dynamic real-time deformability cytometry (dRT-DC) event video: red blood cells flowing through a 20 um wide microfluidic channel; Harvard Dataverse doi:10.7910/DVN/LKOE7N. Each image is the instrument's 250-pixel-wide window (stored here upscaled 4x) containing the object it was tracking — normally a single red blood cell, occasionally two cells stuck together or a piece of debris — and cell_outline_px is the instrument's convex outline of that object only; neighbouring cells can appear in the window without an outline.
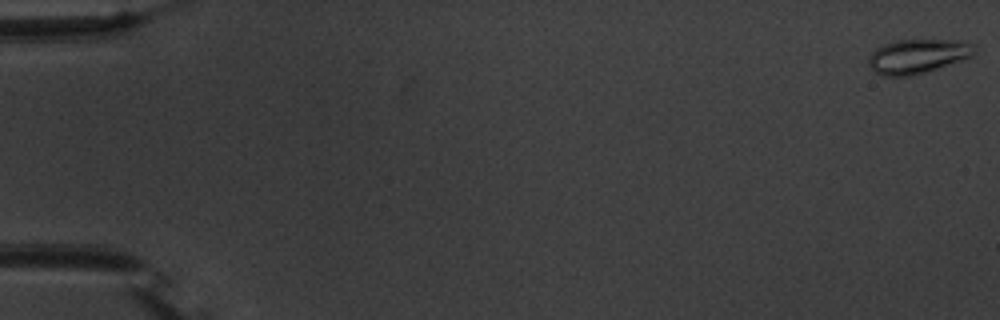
{"species": "common noctule bat (a hibernating species)", "species_latin": "Nyctalus noctula", "temperature_condition": "warm", "stored_images_in_passage": 54, "camera_frame_rate_fps": 3000, "um_per_image_px": 0.085, "animal": {"sex": "male", "body_mass_g": 20.1, "forearm_length_mm": 53.5}, "frame": {"image": 1, "passage_image": 1, "time_ms": 0.0, "image_size_px": [1000, 320], "cell_outline_px": [[976, 48], [972, 56], [912, 76], [884, 76], [876, 72], [868, 64], [868, 56], [876, 48], [884, 44], [896, 40], [956, 40], [976, 44]], "centroid_in_image_um": [77.98, 4.77], "position_along_channel_um": 7.0, "area_um2": 20.98}}
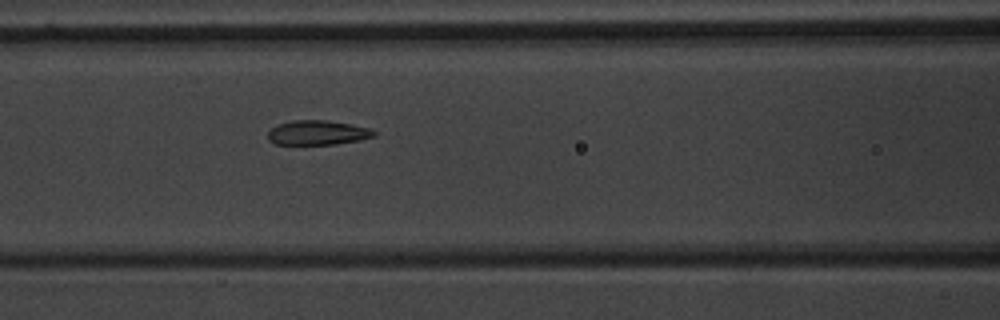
{"frame": {"image": 2, "passage_image": 25, "time_ms": 8.0, "image_size_px": [1000, 320], "cell_outline_px": [[376, 136], [360, 140], [336, 144], [276, 144], [268, 140], [268, 132], [276, 124], [292, 120], [328, 120], [352, 124], [368, 128], [376, 132]], "centroid_in_image_um": [26.99, 11.27], "position_along_channel_um": 139.6, "area_um2": 15.26}}
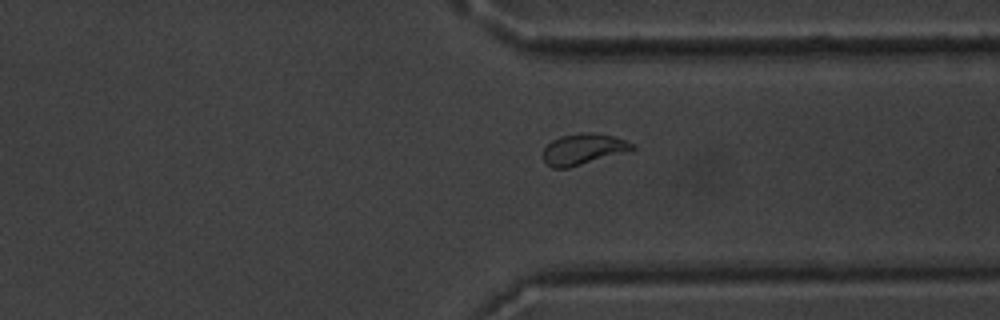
{"frame": {"image": 3, "passage_image": 43, "time_ms": 14.0, "image_size_px": [1000, 320], "cell_outline_px": [[636, 148], [568, 168], [552, 168], [544, 160], [544, 148], [552, 140], [560, 136], [580, 132], [592, 132], [612, 136], [636, 144]], "centroid_in_image_um": [49.55, 12.66], "position_along_channel_um": 361.8, "area_um2": 15.78}, "authors_computed_cell_mechanics": {"area_um2": 16.2129, "velocity_mm_per_s": 3.7121, "shape_relaxation_time_tau1_ms": 5.3986, "shape_relaxation_time_tau2_ms": 1.0987, "deformation_change_tau1": 0.2025, "deformation_change_tau2": 0.0776}}